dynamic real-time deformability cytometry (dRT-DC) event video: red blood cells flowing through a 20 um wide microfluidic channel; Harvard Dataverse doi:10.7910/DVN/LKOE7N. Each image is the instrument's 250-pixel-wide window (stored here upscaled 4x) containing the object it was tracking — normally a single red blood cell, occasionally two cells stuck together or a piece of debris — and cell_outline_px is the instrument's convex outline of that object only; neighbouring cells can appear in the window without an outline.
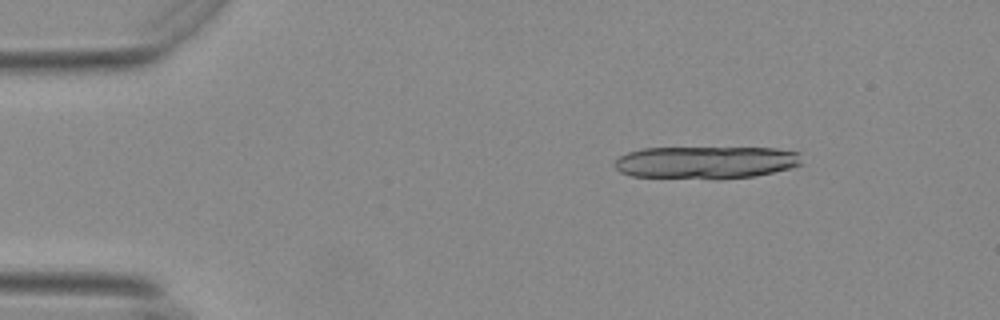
{"species": "Egyptian fruit bat (a non-hibernating species)", "species_latin": "Rousettus aegyptiacus", "temperature_condition": "warm", "stored_images_in_passage": 17, "camera_frame_rate_fps": 3000, "um_per_image_px": 0.085, "animal": {"sex": "female"}, "frame": {"image": 1, "passage_image": 8, "time_ms": 2.333, "image_size_px": [1000, 320], "cell_outline_px": [[804, 164], [792, 168], [752, 176], [632, 176], [620, 172], [616, 168], [616, 160], [620, 156], [628, 152], [644, 148], [776, 148], [800, 152]], "centroid_in_image_um": [60.09, 13.75], "position_along_channel_um": 24.9, "area_um2": 34.16}}